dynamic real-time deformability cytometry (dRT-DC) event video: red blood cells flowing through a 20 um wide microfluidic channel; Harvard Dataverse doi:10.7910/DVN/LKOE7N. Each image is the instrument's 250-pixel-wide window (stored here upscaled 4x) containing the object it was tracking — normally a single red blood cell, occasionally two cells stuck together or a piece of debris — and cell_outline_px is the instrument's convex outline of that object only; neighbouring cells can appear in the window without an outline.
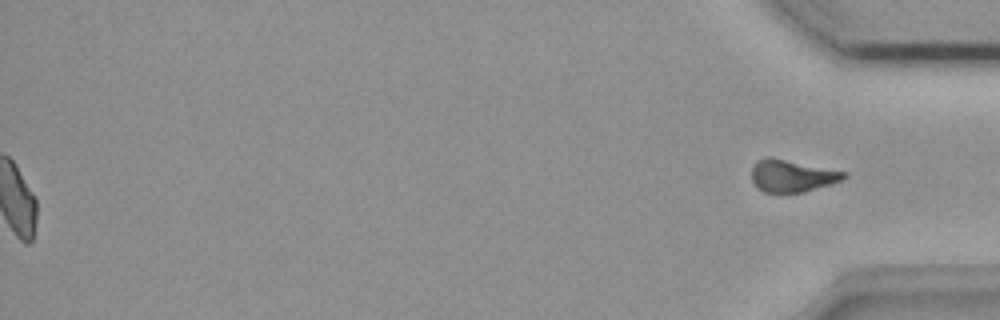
{"species": "common noctule bat (a hibernating species)", "species_latin": "Nyctalus noctula", "temperature_condition": "room temperature", "stored_images_in_passage": 33, "segment_of_instrument_passage": [2, 2], "camera_frame_rate_fps": 3000, "um_per_image_px": 0.085, "animal": {"sex": "female", "body_mass_g": 18.4}, "frame": {"image": 1, "passage_image": 33, "time_ms": 10.667, "image_size_px": [1000, 320], "cell_outline_px": [[848, 176], [840, 180], [804, 192], [764, 192], [756, 188], [752, 180], [752, 168], [760, 160], [768, 156], [848, 172]], "centroid_in_image_um": [67.31, 14.94], "position_along_channel_um": 367.9, "area_um2": 17.05}}